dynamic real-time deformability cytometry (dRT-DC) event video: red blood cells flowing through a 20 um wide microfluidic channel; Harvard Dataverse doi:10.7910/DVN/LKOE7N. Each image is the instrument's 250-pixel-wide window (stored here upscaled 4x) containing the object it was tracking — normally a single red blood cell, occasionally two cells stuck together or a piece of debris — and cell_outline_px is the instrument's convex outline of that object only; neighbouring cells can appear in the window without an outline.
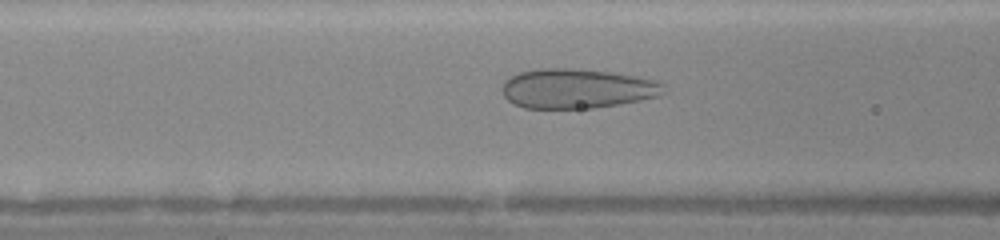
{"species": "human", "species_latin": "Homo sapiens", "temperature_condition": "warm", "stored_images_in_passage": 40, "camera_frame_rate_fps": 3000, "um_per_image_px": 0.085, "donor": {"sex": "female"}, "frame": {"image": 1, "passage_image": 13, "time_ms": 4.0, "image_size_px": [1000, 240], "cell_outline_px": [[668, 92], [656, 96], [640, 100], [620, 104], [592, 108], [524, 108], [508, 100], [504, 96], [504, 80], [520, 72], [540, 68], [572, 68], [608, 72], [636, 76], [656, 80], [664, 84]], "centroid_in_image_um": [49.09, 7.53], "position_along_channel_um": 117.5, "area_um2": 37.22}}
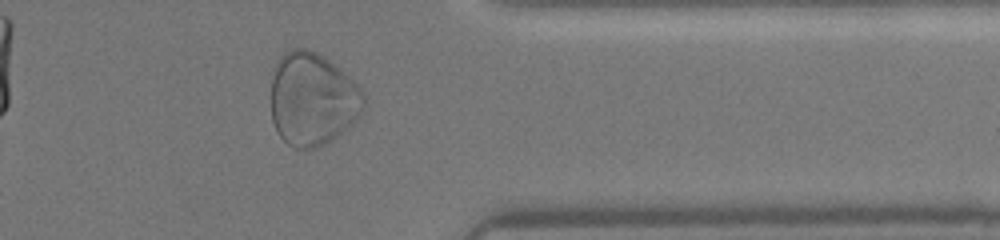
{"frame": {"image": 2, "passage_image": 32, "time_ms": 10.333, "image_size_px": [1000, 240], "cell_outline_px": [[364, 108], [360, 116], [348, 128], [324, 144], [316, 148], [296, 148], [288, 144], [280, 136], [272, 120], [272, 68], [276, 60], [284, 52], [292, 48], [308, 48], [324, 56], [344, 72], [360, 88], [364, 96]], "centroid_in_image_um": [26.55, 8.4], "position_along_channel_um": 384.9, "area_um2": 50.46}}
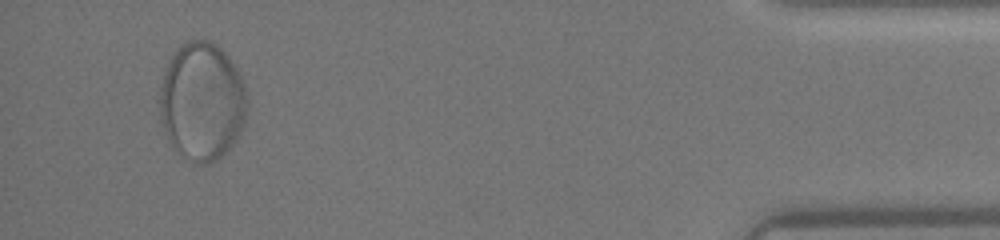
{"frame": {"image": 3, "passage_image": 38, "time_ms": 12.333, "image_size_px": [1000, 240], "cell_outline_px": [[248, 108], [244, 124], [236, 140], [228, 152], [216, 160], [208, 164], [196, 164], [172, 148], [164, 132], [156, 100], [164, 72], [172, 52], [180, 44], [188, 40], [208, 40], [216, 44], [228, 56], [244, 80], [248, 96]], "centroid_in_image_um": [17.16, 8.63], "position_along_channel_um": 418.0, "area_um2": 61.67}}